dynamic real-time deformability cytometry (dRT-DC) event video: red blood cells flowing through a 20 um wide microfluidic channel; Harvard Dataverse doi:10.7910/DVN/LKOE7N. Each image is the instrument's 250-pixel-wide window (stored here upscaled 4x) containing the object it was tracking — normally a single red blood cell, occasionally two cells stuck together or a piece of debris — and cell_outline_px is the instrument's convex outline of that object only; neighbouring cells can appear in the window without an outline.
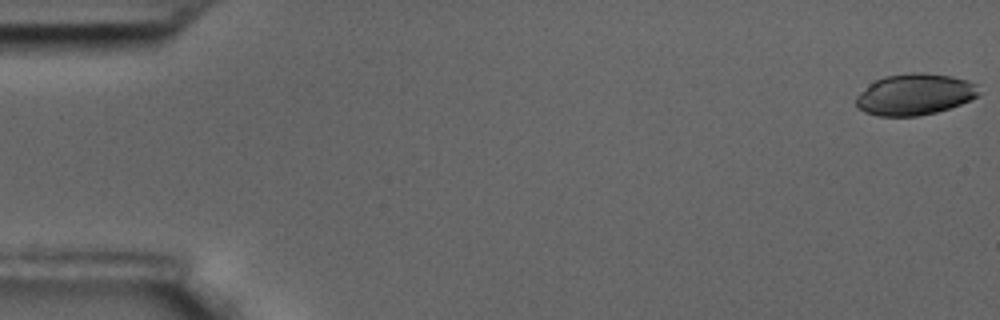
{"species": "common noctule bat (a hibernating species)", "species_latin": "Nyctalus noctula", "temperature_condition": "room temperature", "stored_images_in_passage": 59, "camera_frame_rate_fps": 3000, "um_per_image_px": 0.085, "animal": {"sex": "male", "body_mass_g": 17.5, "forearm_length_mm": 52.3}, "frame": {"image": 1, "passage_image": 1, "time_ms": 0.0, "image_size_px": [1000, 320], "cell_outline_px": [[980, 96], [960, 104], [936, 112], [916, 116], [876, 116], [864, 112], [856, 108], [856, 96], [860, 92], [876, 80], [884, 76], [912, 72], [924, 72], [952, 76], [968, 80], [976, 84], [980, 92]], "centroid_in_image_um": [77.76, 8.02], "position_along_channel_um": 7.2, "area_um2": 29.77}}
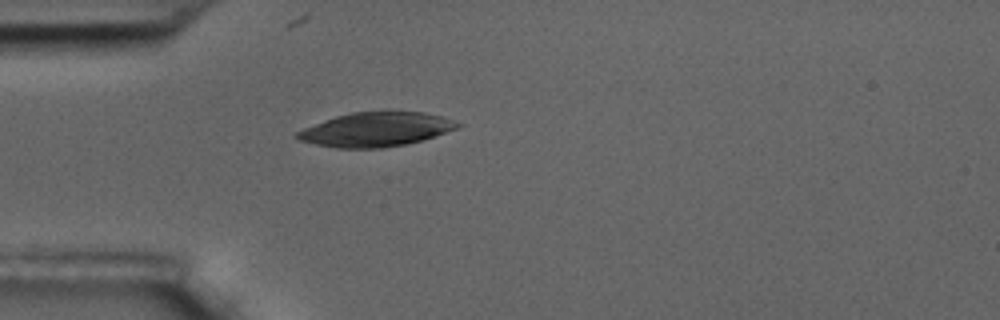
{"frame": {"image": 2, "passage_image": 17, "time_ms": 5.333, "image_size_px": [1000, 320], "cell_outline_px": [[464, 124], [456, 128], [420, 140], [404, 144], [380, 148], [336, 148], [316, 144], [300, 140], [292, 136], [296, 132], [304, 128], [336, 116], [352, 112], [424, 112], [440, 116]], "centroid_in_image_um": [31.9, 11.0], "position_along_channel_um": 53.1, "area_um2": 31.39}}
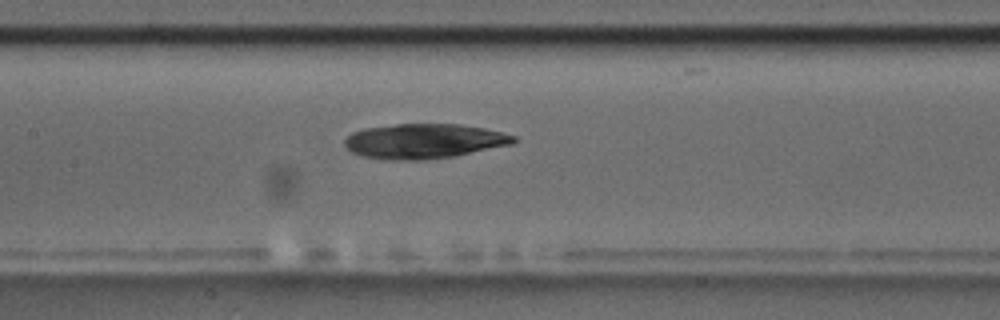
{"frame": {"image": 3, "passage_image": 28, "time_ms": 9.0, "image_size_px": [1000, 320], "cell_outline_px": [[520, 140], [512, 144], [456, 156], [424, 160], [380, 160], [364, 156], [352, 152], [344, 144], [344, 140], [352, 132], [364, 128], [396, 124], [460, 124], [484, 128], [516, 136]], "centroid_in_image_um": [36.05, 12.0], "position_along_channel_um": 171.3, "area_um2": 34.51}}